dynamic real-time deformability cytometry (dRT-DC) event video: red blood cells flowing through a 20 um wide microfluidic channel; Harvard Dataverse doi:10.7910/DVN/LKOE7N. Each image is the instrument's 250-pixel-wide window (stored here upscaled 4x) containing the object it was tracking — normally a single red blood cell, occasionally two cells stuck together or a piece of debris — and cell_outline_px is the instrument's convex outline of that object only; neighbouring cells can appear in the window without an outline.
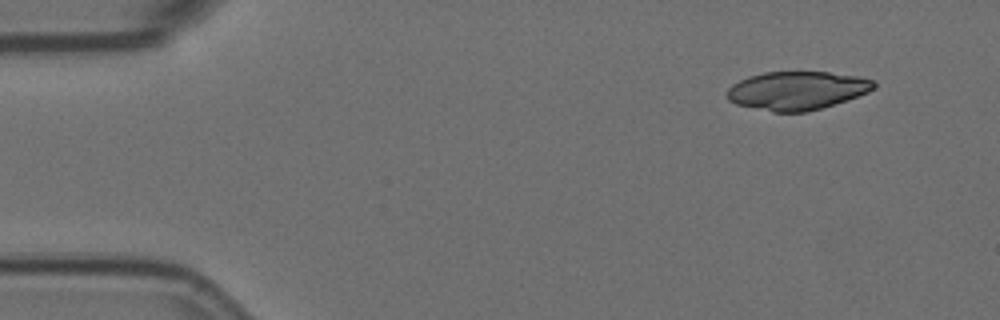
{"species": "Egyptian fruit bat (a non-hibernating species)", "species_latin": "Rousettus aegyptiacus", "temperature_condition": "room temperature", "stored_images_in_passage": 4, "camera_frame_rate_fps": 3000, "um_per_image_px": 0.085, "animal": {"sex": "female"}, "frame": {"image": 1, "passage_image": 1, "time_ms": 0.0, "image_size_px": [1000, 320], "cell_outline_px": [[876, 88], [868, 92], [808, 112], [772, 112], [736, 104], [728, 100], [728, 88], [732, 84], [748, 76], [764, 72], [828, 72], [856, 76], [876, 80]], "centroid_in_image_um": [67.74, 7.69], "position_along_channel_um": 17.3, "area_um2": 32.71}}